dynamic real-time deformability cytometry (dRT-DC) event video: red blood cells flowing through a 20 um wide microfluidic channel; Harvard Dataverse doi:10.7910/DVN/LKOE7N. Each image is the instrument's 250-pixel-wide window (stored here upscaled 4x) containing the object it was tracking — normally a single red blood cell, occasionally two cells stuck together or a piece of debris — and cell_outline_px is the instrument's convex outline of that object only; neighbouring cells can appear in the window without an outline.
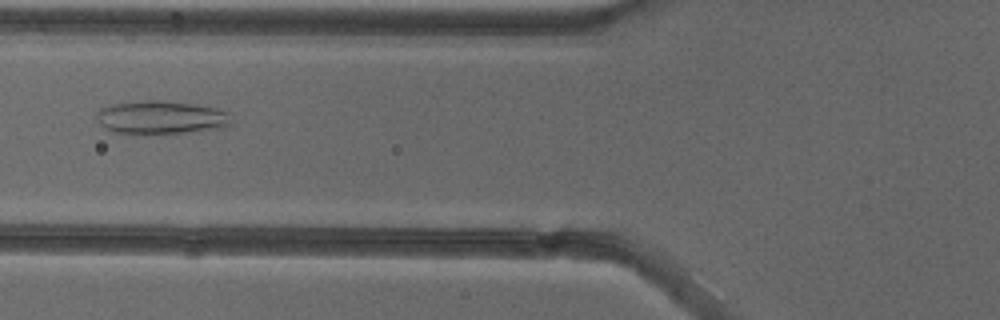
{"species": "common noctule bat (a hibernating species)", "species_latin": "Nyctalus noctula", "temperature_condition": "cold", "stored_images_in_passage": 53, "camera_frame_rate_fps": 3000, "um_per_image_px": 0.085, "animal": {"sex": "female"}, "frame": {"image": 1, "passage_image": 21, "time_ms": 6.667, "image_size_px": [1000, 320], "cell_outline_px": [[232, 124], [224, 128], [152, 136], [136, 136], [112, 132], [104, 128], [96, 120], [96, 112], [100, 108], [112, 104], [136, 100], [156, 100], [196, 104], [216, 108], [228, 112]], "centroid_in_image_um": [13.63, 10.02], "position_along_channel_um": 112.2, "area_um2": 27.34}}
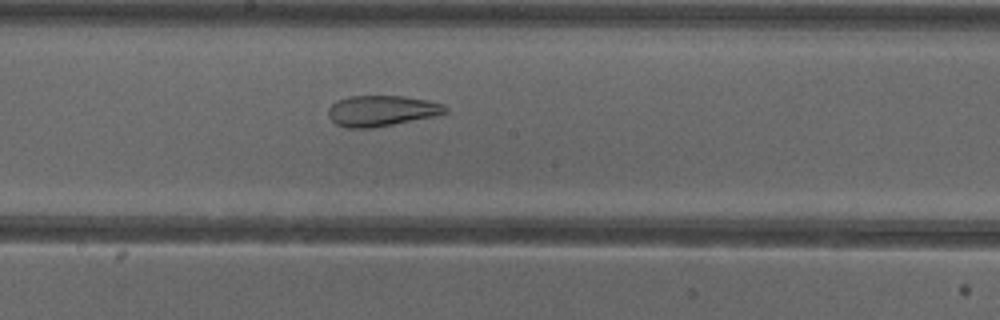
{"frame": {"image": 2, "passage_image": 29, "time_ms": 9.333, "image_size_px": [1000, 320], "cell_outline_px": [[448, 112], [436, 116], [372, 128], [348, 128], [336, 124], [328, 116], [328, 108], [336, 100], [348, 96], [404, 96], [428, 100], [444, 104], [448, 108]], "centroid_in_image_um": [32.45, 9.41], "position_along_channel_um": 215.8, "area_um2": 21.15}}
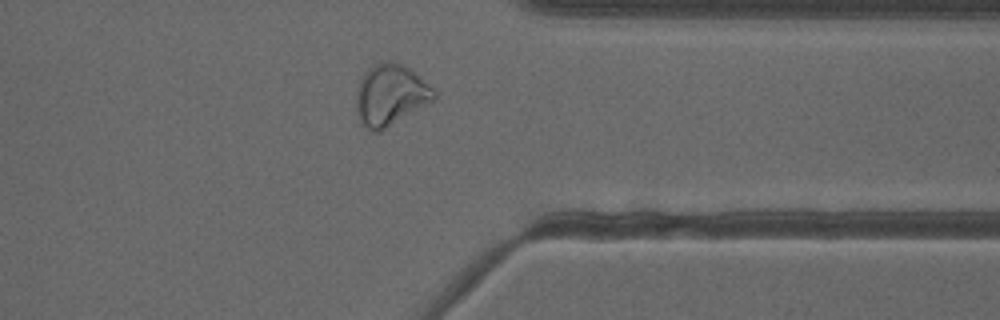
{"frame": {"image": 3, "passage_image": 42, "time_ms": 13.667, "image_size_px": [1000, 320], "cell_outline_px": [[436, 100], [380, 132], [372, 132], [360, 120], [356, 112], [356, 88], [364, 72], [372, 64], [380, 60], [392, 60], [404, 64], [432, 88], [436, 92]], "centroid_in_image_um": [33.17, 8.05], "position_along_channel_um": 378.2, "area_um2": 28.15}, "authors_computed_cell_mechanics": {"area_um2": 29.5358, "velocity_mm_per_s": 3.8708, "shape_relaxation_time_tau1_ms": null, "shape_relaxation_time_tau2_ms": 1.5002, "deformation_change_tau1": null, "deformation_change_tau2": 0.0905}}